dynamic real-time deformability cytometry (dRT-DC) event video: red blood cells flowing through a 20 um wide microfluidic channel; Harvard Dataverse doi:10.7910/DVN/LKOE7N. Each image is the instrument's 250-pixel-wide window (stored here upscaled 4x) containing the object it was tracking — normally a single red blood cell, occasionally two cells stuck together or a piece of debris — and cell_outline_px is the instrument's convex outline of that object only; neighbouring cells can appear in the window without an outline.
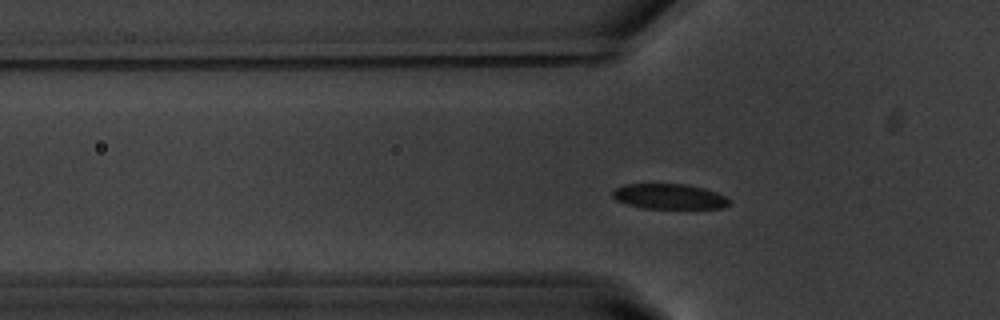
{"species": "common noctule bat (a hibernating species)", "species_latin": "Nyctalus noctula", "temperature_condition": "warm", "stored_images_in_passage": 51, "camera_frame_rate_fps": 3000, "um_per_image_px": 0.085, "animal": {"sex": "male", "body_mass_g": 20.1, "forearm_length_mm": 53.5}, "frame": {"image": 1, "passage_image": 13, "time_ms": 4.0, "image_size_px": [1000, 320], "cell_outline_px": [[728, 204], [724, 208], [640, 208], [616, 200], [612, 196], [612, 192], [616, 188], [624, 184], [684, 184], [704, 188], [716, 192], [724, 196], [728, 200]], "centroid_in_image_um": [56.85, 16.7], "position_along_channel_um": 69.0, "area_um2": 16.99}}
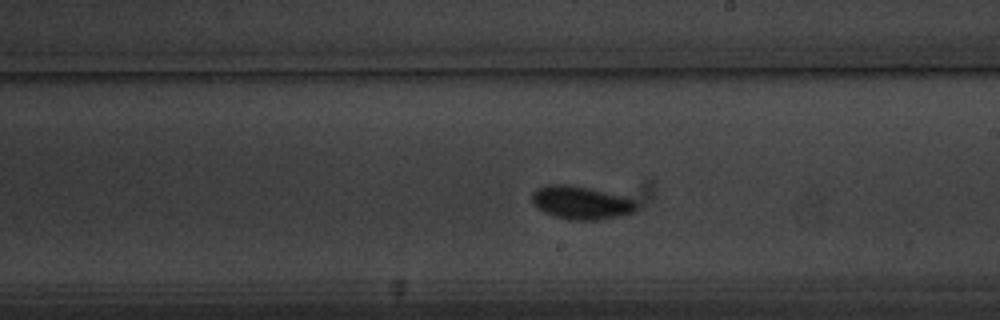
{"frame": {"image": 2, "passage_image": 27, "time_ms": 8.667, "image_size_px": [1000, 320], "cell_outline_px": [[636, 212], [620, 216], [600, 220], [568, 220], [552, 216], [536, 208], [532, 204], [532, 192], [536, 188], [548, 184], [572, 184], [624, 196], [632, 200], [636, 204]], "centroid_in_image_um": [49.34, 17.23], "position_along_channel_um": 239.7, "area_um2": 20.58}}
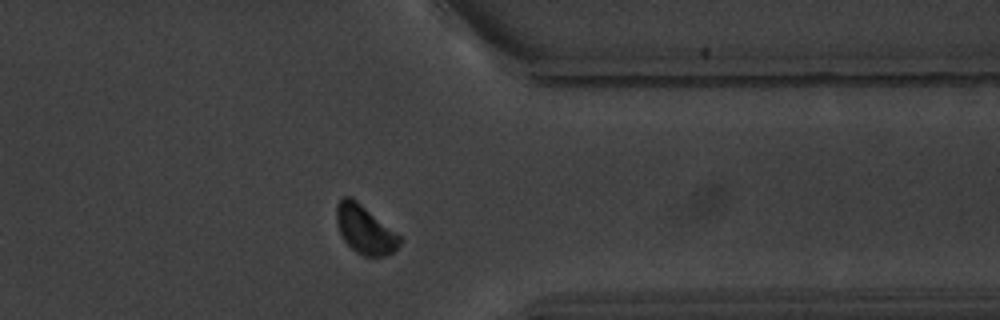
{"frame": {"image": 3, "passage_image": 39, "time_ms": 12.667, "image_size_px": [1000, 320], "cell_outline_px": [[404, 240], [392, 252], [384, 256], [364, 256], [356, 252], [344, 240], [340, 232], [336, 220], [336, 204], [344, 196], [352, 196], [400, 236]], "centroid_in_image_um": [31.01, 19.5], "position_along_channel_um": 380.4, "area_um2": 17.69}, "authors_computed_cell_mechanics": {"area_um2": 17.918, "velocity_mm_per_s": 3.6593, "shape_relaxation_time_tau1_ms": 3.3605, "shape_relaxation_time_tau2_ms": null, "deformation_change_tau1": 0.1399, "deformation_change_tau2": null}}